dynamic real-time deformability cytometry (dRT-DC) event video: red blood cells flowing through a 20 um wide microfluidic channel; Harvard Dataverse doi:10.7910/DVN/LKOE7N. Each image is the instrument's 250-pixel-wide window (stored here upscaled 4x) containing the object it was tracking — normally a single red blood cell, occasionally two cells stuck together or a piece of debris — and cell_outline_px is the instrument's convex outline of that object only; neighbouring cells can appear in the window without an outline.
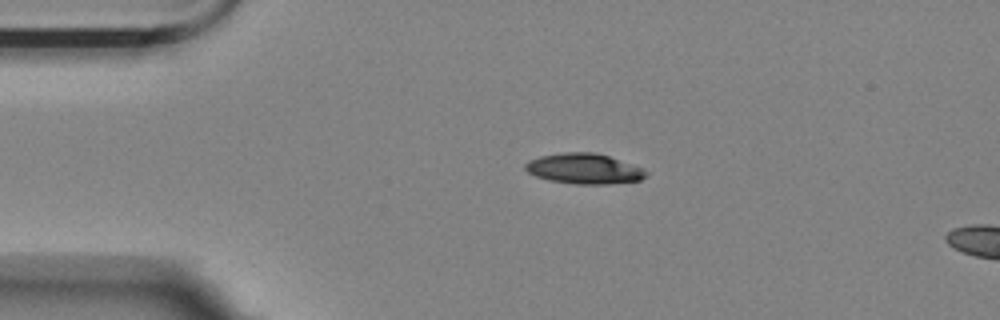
{"species": "Egyptian fruit bat (a non-hibernating species)", "species_latin": "Rousettus aegyptiacus", "temperature_condition": "room temperature", "stored_images_in_passage": 5, "camera_frame_rate_fps": 3000, "um_per_image_px": 0.085, "animal": {"sex": "female"}, "frame": {"image": 1, "passage_image": 1, "time_ms": 0.0, "image_size_px": [1000, 320], "cell_outline_px": [[648, 176], [640, 180], [608, 184], [576, 184], [548, 180], [536, 176], [528, 172], [524, 168], [524, 164], [528, 160], [540, 156], [564, 152], [596, 152], [608, 156], [640, 168], [648, 172]], "centroid_in_image_um": [49.61, 14.34], "position_along_channel_um": 35.4, "area_um2": 21.27}}